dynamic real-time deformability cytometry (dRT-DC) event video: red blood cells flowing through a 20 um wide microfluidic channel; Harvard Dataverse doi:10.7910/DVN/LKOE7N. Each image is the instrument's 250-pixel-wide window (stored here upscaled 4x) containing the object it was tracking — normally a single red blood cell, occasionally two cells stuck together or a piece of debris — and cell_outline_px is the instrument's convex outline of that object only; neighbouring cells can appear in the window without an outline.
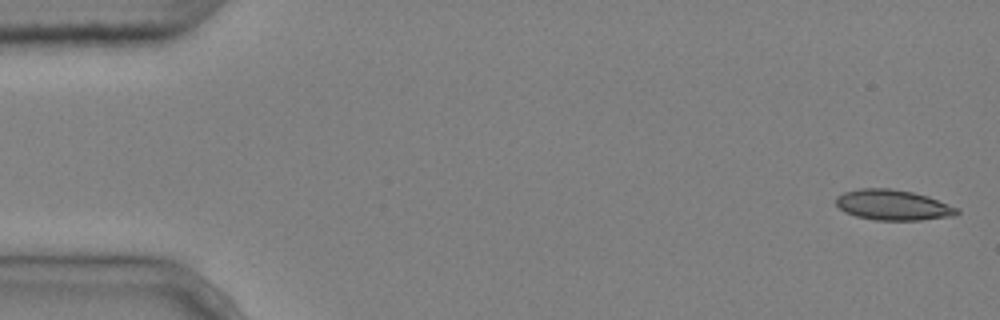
{"species": "common noctule bat (a hibernating species)", "species_latin": "Nyctalus noctula", "temperature_condition": "cold", "stored_images_in_passage": 4, "camera_frame_rate_fps": 3000, "um_per_image_px": 0.085, "animal": {"sex": "male", "body_mass_g": 20.4}, "frame": {"image": 1, "passage_image": 1, "time_ms": 0.0, "image_size_px": [1000, 320], "cell_outline_px": [[960, 212], [956, 216], [920, 220], [876, 220], [856, 216], [844, 212], [836, 204], [836, 196], [844, 192], [860, 188], [888, 188], [912, 192], [928, 196], [960, 208]], "centroid_in_image_um": [75.93, 17.43], "position_along_channel_um": 9.1, "area_um2": 21.62}}
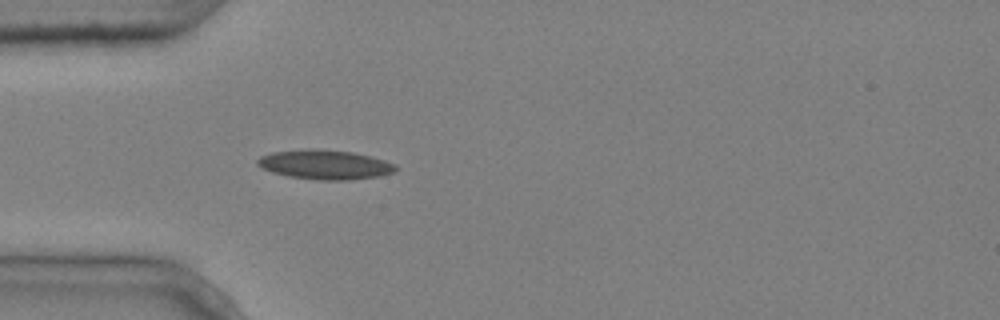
{"frame": {"image": 2, "passage_image": 4, "time_ms": 1.0, "image_size_px": [1000, 320], "cell_outline_px": [[396, 172], [380, 176], [348, 180], [316, 180], [288, 176], [272, 172], [260, 168], [256, 164], [256, 160], [260, 156], [272, 152], [304, 148], [312, 148], [352, 152], [384, 160], [396, 164]], "centroid_in_image_um": [27.58, 13.99], "position_along_channel_um": 57.4, "area_um2": 23.93}}